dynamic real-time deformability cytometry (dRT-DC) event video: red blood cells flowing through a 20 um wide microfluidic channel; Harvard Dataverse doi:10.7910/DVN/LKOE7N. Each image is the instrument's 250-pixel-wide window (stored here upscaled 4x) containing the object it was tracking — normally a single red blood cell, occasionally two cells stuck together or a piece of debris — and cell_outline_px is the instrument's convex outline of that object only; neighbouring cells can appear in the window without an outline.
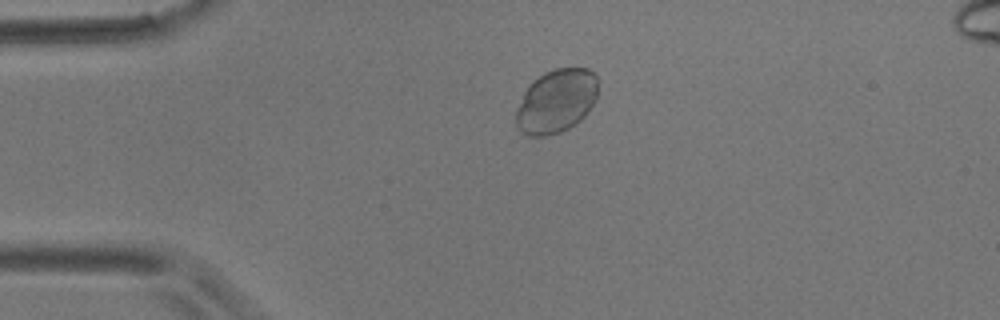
{"species": "common noctule bat (a hibernating species)", "species_latin": "Nyctalus noctula", "temperature_condition": "room temperature", "stored_images_in_passage": 6, "camera_frame_rate_fps": 3000, "um_per_image_px": 0.085, "animal": {"sex": "male", "body_mass_g": 17.9}, "frame": {"image": 1, "passage_image": 1, "time_ms": 0.0, "image_size_px": [1000, 320], "cell_outline_px": [[596, 100], [588, 112], [580, 120], [568, 128], [560, 132], [544, 136], [528, 136], [520, 132], [516, 128], [516, 112], [524, 92], [528, 84], [532, 80], [544, 72], [556, 68], [588, 68], [596, 72]], "centroid_in_image_um": [47.27, 8.59], "position_along_channel_um": 37.7, "area_um2": 30.58}}
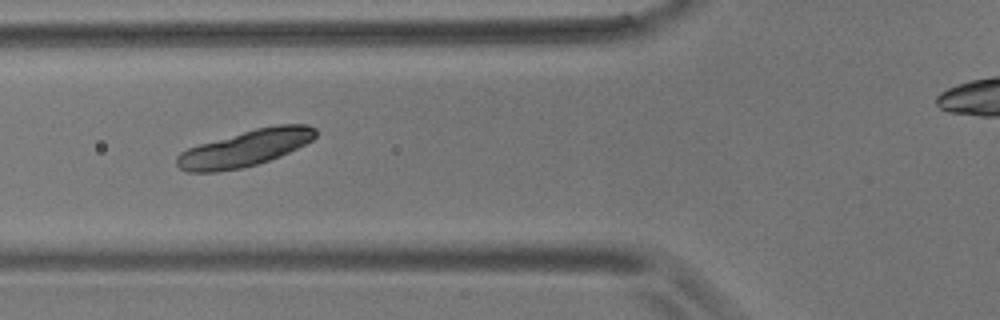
{"frame": {"image": 2, "passage_image": 4, "time_ms": 3.667, "image_size_px": [1000, 320], "cell_outline_px": [[316, 136], [312, 140], [280, 156], [256, 164], [240, 168], [216, 172], [188, 172], [180, 168], [176, 164], [176, 156], [180, 152], [188, 148], [200, 144], [256, 128], [276, 124], [308, 124], [316, 128]], "centroid_in_image_um": [20.84, 12.59], "position_along_channel_um": 105.0, "area_um2": 29.07}}
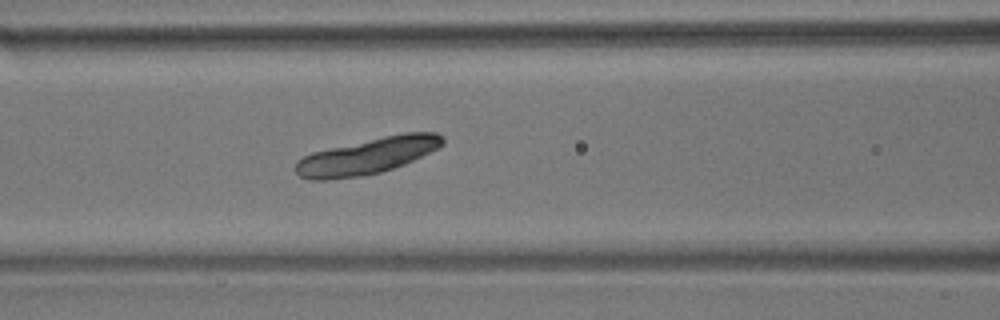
{"frame": {"image": 3, "passage_image": 5, "time_ms": 4.667, "image_size_px": [1000, 320], "cell_outline_px": [[444, 144], [404, 164], [380, 172], [360, 176], [328, 180], [308, 180], [300, 176], [296, 172], [296, 160], [312, 152], [384, 136], [404, 132], [436, 132], [444, 136]], "centroid_in_image_um": [31.21, 13.26], "position_along_channel_um": 135.4, "area_um2": 30.69}}